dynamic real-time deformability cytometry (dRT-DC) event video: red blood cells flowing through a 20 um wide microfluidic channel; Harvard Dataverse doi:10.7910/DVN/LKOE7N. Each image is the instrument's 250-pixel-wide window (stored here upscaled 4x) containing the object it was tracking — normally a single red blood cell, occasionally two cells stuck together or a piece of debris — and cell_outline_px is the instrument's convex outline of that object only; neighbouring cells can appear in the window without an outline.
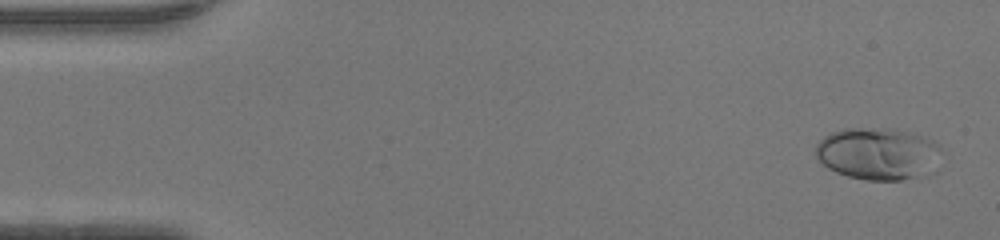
{"species": "human", "species_latin": "Homo sapiens", "temperature_condition": "warm", "stored_images_in_passage": 47, "camera_frame_rate_fps": 3000, "um_per_image_px": 0.085, "donor": {"sex": "female"}, "frame": {"image": 1, "passage_image": 2, "time_ms": 0.333, "image_size_px": [1000, 240], "cell_outline_px": [[940, 148], [916, 176], [900, 180], [864, 180], [848, 176], [836, 172], [828, 168], [816, 156], [816, 144], [824, 136], [832, 132], [844, 128], [888, 128], [908, 132], [932, 140], [940, 144]], "centroid_in_image_um": [74.44, 13.02], "position_along_channel_um": 10.6, "area_um2": 36.65}}
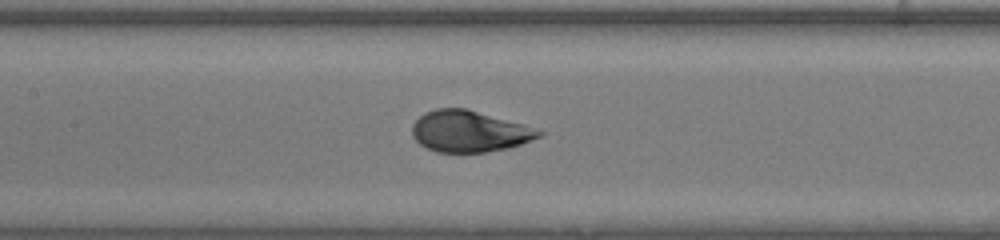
{"frame": {"image": 2, "passage_image": 22, "time_ms": 7.0, "image_size_px": [1000, 240], "cell_outline_px": [[544, 136], [508, 148], [484, 152], [436, 152], [420, 144], [412, 136], [412, 124], [424, 112], [436, 108], [464, 108], [524, 124], [544, 132]], "centroid_in_image_um": [39.89, 11.16], "position_along_channel_um": 167.5, "area_um2": 30.46}}
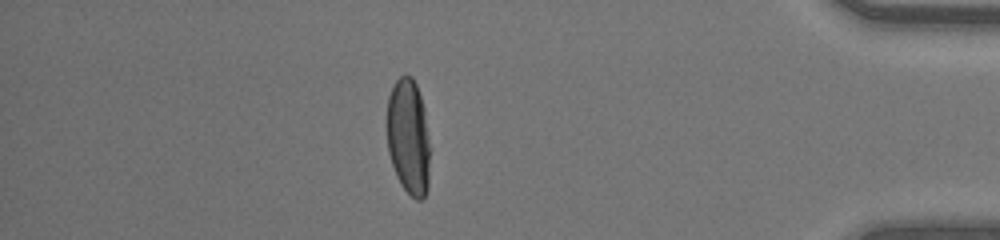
{"frame": {"image": 3, "passage_image": 41, "time_ms": 13.333, "image_size_px": [1000, 240], "cell_outline_px": [[432, 148], [428, 188], [424, 196], [420, 200], [416, 200], [400, 184], [396, 176], [388, 152], [388, 96], [396, 80], [400, 76], [412, 76], [416, 84], [424, 108]], "centroid_in_image_um": [34.77, 11.68], "position_along_channel_um": 400.4, "area_um2": 29.59}, "authors_computed_cell_mechanics": {"area_um2": 31.6744, "velocity_mm_per_s": 4.3577, "shape_relaxation_time_tau1_ms": 3.6287, "shape_relaxation_time_tau2_ms": null, "deformation_change_tau1": 0.2066, "deformation_change_tau2": null}}